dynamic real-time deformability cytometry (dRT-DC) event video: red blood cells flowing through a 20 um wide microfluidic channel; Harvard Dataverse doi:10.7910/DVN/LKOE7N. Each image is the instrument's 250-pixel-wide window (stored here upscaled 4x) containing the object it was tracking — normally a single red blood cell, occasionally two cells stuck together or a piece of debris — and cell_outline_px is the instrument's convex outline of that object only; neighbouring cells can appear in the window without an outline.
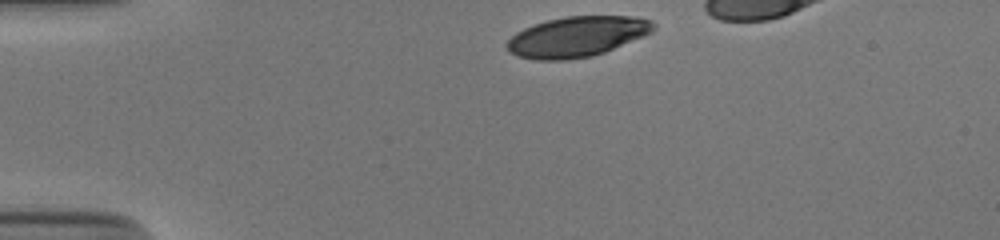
{"species": "human", "species_latin": "Homo sapiens", "temperature_condition": "cold", "stored_images_in_passage": 33, "camera_frame_rate_fps": 3000, "um_per_image_px": 0.085, "donor": {"sex": "male"}, "frame": {"image": 1, "passage_image": 1, "time_ms": 0.0, "image_size_px": [1000, 240], "cell_outline_px": [[656, 28], [652, 32], [644, 36], [604, 52], [592, 56], [564, 60], [536, 60], [516, 56], [508, 52], [504, 44], [516, 32], [532, 24], [564, 16], [636, 16], [652, 20], [656, 24]], "centroid_in_image_um": [49.03, 3.11], "position_along_channel_um": 36.0, "area_um2": 34.8}}
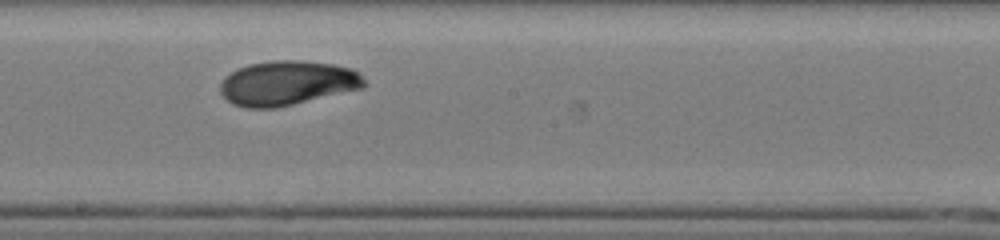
{"frame": {"image": 2, "passage_image": 20, "time_ms": 6.333, "image_size_px": [1000, 240], "cell_outline_px": [[368, 84], [364, 88], [276, 108], [244, 108], [232, 104], [220, 92], [220, 84], [224, 76], [248, 64], [272, 60], [300, 60], [332, 64], [352, 68]], "centroid_in_image_um": [24.41, 7.06], "position_along_channel_um": 223.8, "area_um2": 37.45}}
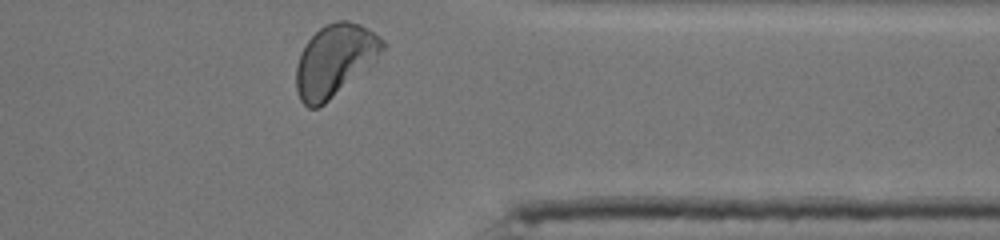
{"frame": {"image": 3, "passage_image": 33, "time_ms": 10.667, "image_size_px": [1000, 240], "cell_outline_px": [[384, 48], [376, 60], [372, 64], [320, 108], [308, 108], [300, 100], [296, 88], [296, 64], [300, 52], [308, 40], [320, 28], [336, 20], [348, 20], [360, 24], [368, 28], [380, 36], [384, 40]], "centroid_in_image_um": [28.44, 5.13], "position_along_channel_um": 383.0, "area_um2": 36.24}, "authors_computed_cell_mechanics": {"area_um2": 36.3562, "velocity_mm_per_s": 3.8124, "shape_relaxation_time_tau1_ms": 2.9877, "shape_relaxation_time_tau2_ms": 3.3143, "deformation_change_tau1": 0.1315, "deformation_change_tau2": 0.072}}